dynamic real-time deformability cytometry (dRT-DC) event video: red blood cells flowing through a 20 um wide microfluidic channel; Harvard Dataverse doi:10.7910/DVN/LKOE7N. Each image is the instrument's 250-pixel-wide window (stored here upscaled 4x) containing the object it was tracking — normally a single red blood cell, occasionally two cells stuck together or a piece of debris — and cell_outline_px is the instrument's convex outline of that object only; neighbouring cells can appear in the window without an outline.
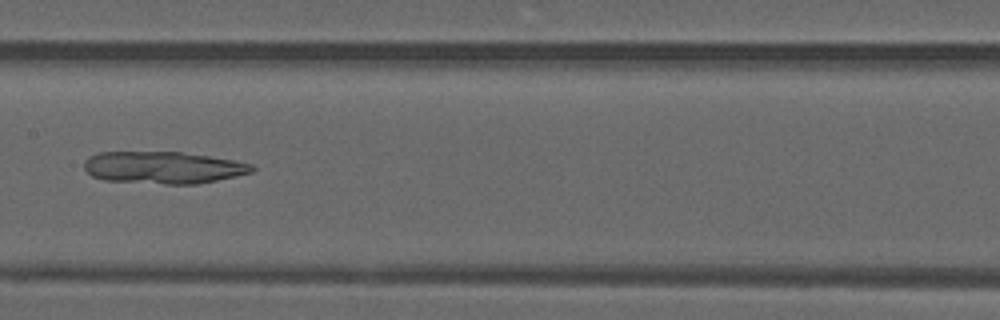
{"species": "common noctule bat (a hibernating species)", "species_latin": "Nyctalus noctula", "temperature_condition": "warm", "stored_images_in_passage": 49, "camera_frame_rate_fps": 3000, "um_per_image_px": 0.085, "animal": {"sex": "male", "forearm_length_mm": 52.5}, "frame": {"image": 1, "passage_image": 25, "time_ms": 8.0, "image_size_px": [1000, 320], "cell_outline_px": [[256, 168], [252, 172], [236, 176], [196, 184], [164, 184], [104, 180], [92, 176], [84, 168], [84, 160], [88, 156], [96, 152], [180, 152], [208, 156], [232, 160], [252, 164]], "centroid_in_image_um": [13.84, 14.24], "position_along_channel_um": 193.6, "area_um2": 31.39}}
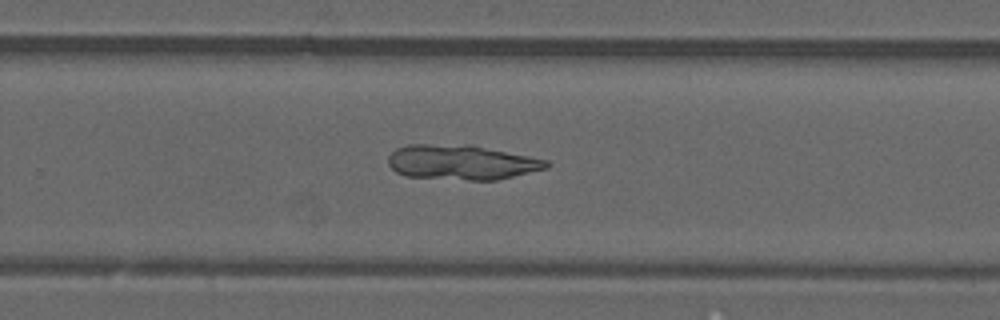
{"frame": {"image": 2, "passage_image": 32, "time_ms": 10.333, "image_size_px": [1000, 320], "cell_outline_px": [[552, 164], [548, 168], [496, 180], [468, 180], [404, 176], [396, 172], [388, 164], [388, 156], [396, 148], [408, 144], [472, 144], [548, 160]], "centroid_in_image_um": [39.23, 13.78], "position_along_channel_um": 290.6, "area_um2": 32.48}}
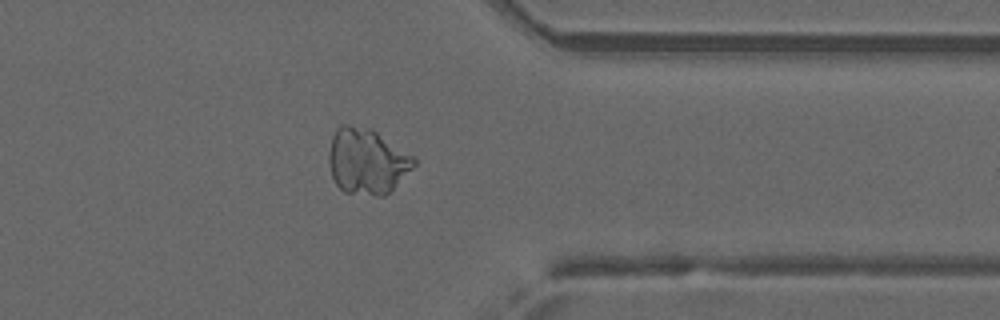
{"frame": {"image": 3, "passage_image": 39, "time_ms": 12.667, "image_size_px": [1000, 320], "cell_outline_px": [[416, 164], [384, 196], [376, 196], [344, 192], [336, 184], [332, 176], [328, 160], [328, 152], [332, 136], [336, 128], [340, 124], [348, 124], [372, 128], [412, 156], [416, 160]], "centroid_in_image_um": [31.14, 13.68], "position_along_channel_um": 380.3, "area_um2": 32.48}}